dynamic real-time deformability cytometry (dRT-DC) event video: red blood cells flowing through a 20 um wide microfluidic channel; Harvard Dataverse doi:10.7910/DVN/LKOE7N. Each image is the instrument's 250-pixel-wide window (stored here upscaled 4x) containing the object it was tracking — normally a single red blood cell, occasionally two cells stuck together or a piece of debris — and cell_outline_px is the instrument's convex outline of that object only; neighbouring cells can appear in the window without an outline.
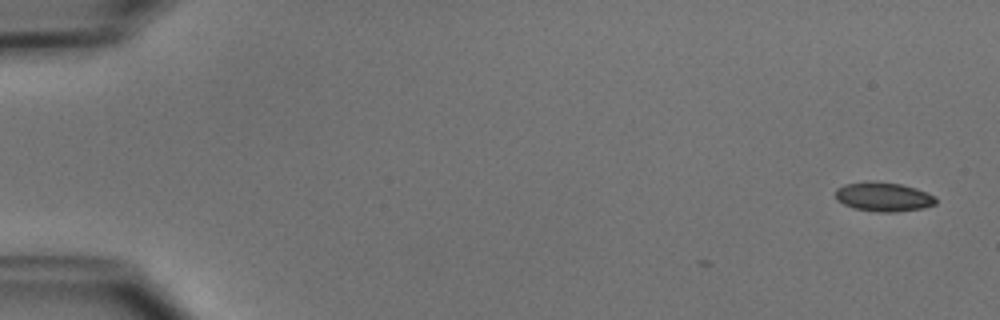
{"species": "common noctule bat (a hibernating species)", "species_latin": "Nyctalus noctula", "temperature_condition": "cold", "stored_images_in_passage": 2, "camera_frame_rate_fps": 3000, "um_per_image_px": 0.085, "animal": {"sex": "male", "body_mass_g": 15.6}, "frame": {"image": 1, "passage_image": 2, "time_ms": 0.333, "image_size_px": [1000, 320], "cell_outline_px": [[936, 204], [924, 208], [896, 212], [876, 212], [856, 208], [844, 204], [836, 200], [836, 188], [844, 184], [900, 184], [916, 188], [936, 196]], "centroid_in_image_um": [75.15, 16.78], "position_along_channel_um": 9.8, "area_um2": 16.42}}